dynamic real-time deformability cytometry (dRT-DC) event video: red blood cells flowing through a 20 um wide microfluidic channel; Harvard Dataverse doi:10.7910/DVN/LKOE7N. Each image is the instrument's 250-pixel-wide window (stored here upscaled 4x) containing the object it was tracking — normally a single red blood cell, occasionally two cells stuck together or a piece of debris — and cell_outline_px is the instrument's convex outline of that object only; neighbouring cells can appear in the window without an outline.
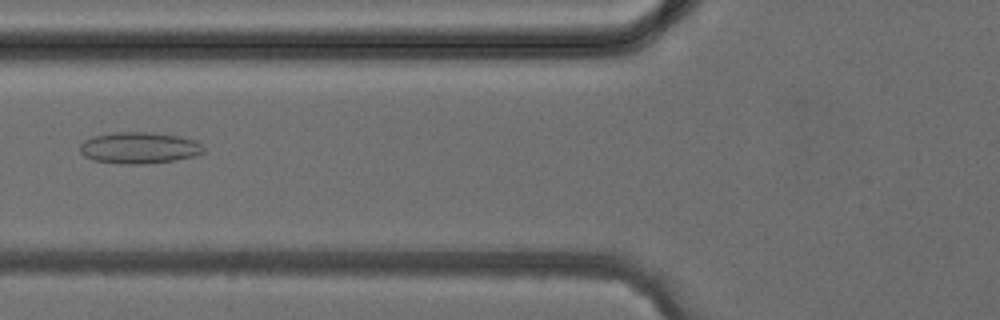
{"species": "common noctule bat (a hibernating species)", "species_latin": "Nyctalus noctula", "temperature_condition": "cold", "stored_images_in_passage": 3, "camera_frame_rate_fps": 3000, "um_per_image_px": 0.085, "animal": {"sex": "female", "body_mass_g": 24.6, "forearm_length_mm": 56.2}, "frame": {"image": 1, "passage_image": 3, "time_ms": 2.333, "image_size_px": [1000, 320], "cell_outline_px": [[204, 152], [196, 156], [176, 160], [144, 164], [124, 164], [92, 160], [84, 156], [80, 152], [80, 144], [84, 140], [96, 136], [112, 132], [152, 132], [180, 136], [196, 140], [204, 148]], "centroid_in_image_um": [11.85, 12.57], "position_along_channel_um": 114.0, "area_um2": 22.83}}